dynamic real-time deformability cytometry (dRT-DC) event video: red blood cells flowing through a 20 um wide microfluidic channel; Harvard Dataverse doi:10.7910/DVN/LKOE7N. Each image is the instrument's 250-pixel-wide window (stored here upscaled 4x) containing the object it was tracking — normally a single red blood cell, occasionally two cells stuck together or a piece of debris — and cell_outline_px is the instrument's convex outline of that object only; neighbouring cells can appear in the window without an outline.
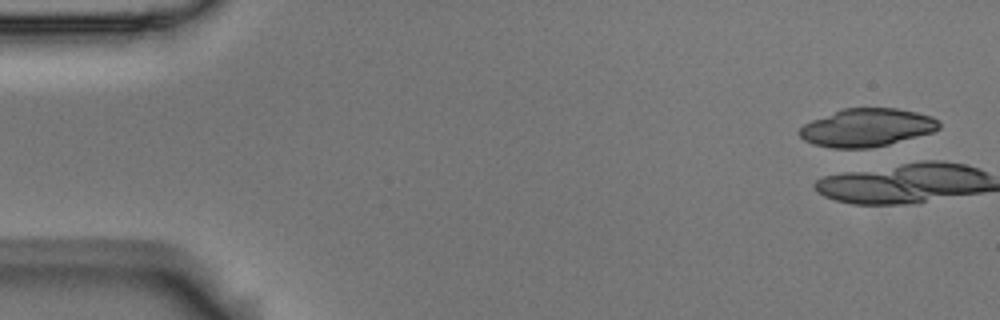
{"species": "Egyptian fruit bat (a non-hibernating species)", "species_latin": "Rousettus aegyptiacus", "temperature_condition": "room temperature", "stored_images_in_passage": 5, "camera_frame_rate_fps": 3000, "um_per_image_px": 0.085, "animal": {"sex": "male"}, "frame": {"image": 1, "passage_image": 1, "time_ms": 0.0, "image_size_px": [1000, 320], "cell_outline_px": [[940, 128], [932, 132], [888, 144], [872, 148], [832, 148], [812, 144], [804, 140], [796, 132], [804, 124], [812, 120], [844, 108], [896, 108], [916, 112], [932, 116], [940, 120]], "centroid_in_image_um": [73.67, 10.85], "position_along_channel_um": 11.3, "area_um2": 30.92}}